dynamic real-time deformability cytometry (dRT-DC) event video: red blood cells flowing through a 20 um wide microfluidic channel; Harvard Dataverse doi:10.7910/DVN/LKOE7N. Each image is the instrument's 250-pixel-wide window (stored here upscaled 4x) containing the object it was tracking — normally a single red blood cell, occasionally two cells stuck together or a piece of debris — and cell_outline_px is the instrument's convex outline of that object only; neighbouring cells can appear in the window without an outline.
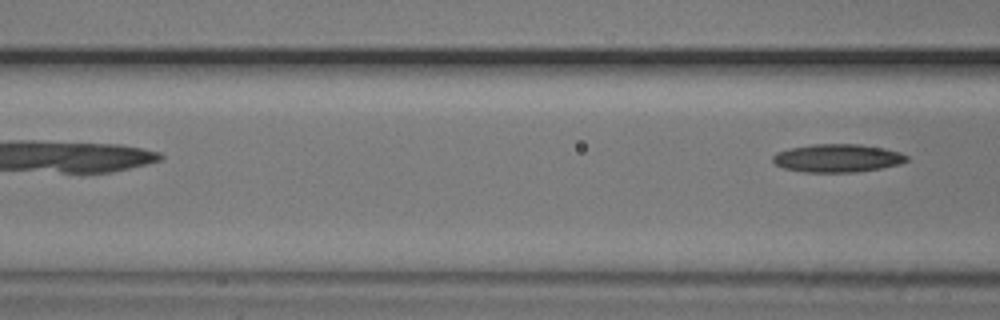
{"species": "common noctule bat (a hibernating species)", "species_latin": "Nyctalus noctula", "temperature_condition": "cold", "stored_images_in_passage": 4, "camera_frame_rate_fps": 3000, "um_per_image_px": 0.085, "animal": {"sex": "male", "body_mass_g": 20.5, "forearm_length_mm": 52.5}, "frame": {"image": 1, "passage_image": 4, "time_ms": 1.0, "image_size_px": [1000, 320], "cell_outline_px": [[908, 160], [900, 164], [880, 168], [856, 172], [804, 172], [784, 168], [776, 164], [772, 160], [772, 156], [776, 152], [788, 148], [812, 144], [860, 144], [884, 148], [900, 152], [908, 156]], "centroid_in_image_um": [71.17, 13.43], "position_along_channel_um": 95.4, "area_um2": 22.02}}